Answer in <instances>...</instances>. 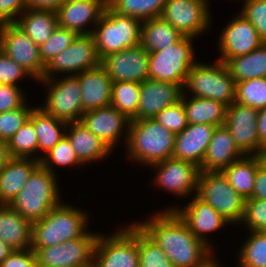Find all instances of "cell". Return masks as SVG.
Returning a JSON list of instances; mask_svg holds the SVG:
<instances>
[{"label": "cell", "instance_id": "obj_1", "mask_svg": "<svg viewBox=\"0 0 266 267\" xmlns=\"http://www.w3.org/2000/svg\"><path fill=\"white\" fill-rule=\"evenodd\" d=\"M148 213L133 222L164 251L174 267H205L218 256L189 230L175 210Z\"/></svg>", "mask_w": 266, "mask_h": 267}, {"label": "cell", "instance_id": "obj_2", "mask_svg": "<svg viewBox=\"0 0 266 267\" xmlns=\"http://www.w3.org/2000/svg\"><path fill=\"white\" fill-rule=\"evenodd\" d=\"M80 193L74 203H69L68 198L54 207L41 220L32 223L31 248L36 252L40 248H47L57 244L83 237L90 229V223L95 220L91 218L82 205L81 197H87ZM93 219V220H92Z\"/></svg>", "mask_w": 266, "mask_h": 267}, {"label": "cell", "instance_id": "obj_3", "mask_svg": "<svg viewBox=\"0 0 266 267\" xmlns=\"http://www.w3.org/2000/svg\"><path fill=\"white\" fill-rule=\"evenodd\" d=\"M174 143L175 134L154 119L130 120L124 160L132 163V167L137 165L147 169L150 165L171 158Z\"/></svg>", "mask_w": 266, "mask_h": 267}, {"label": "cell", "instance_id": "obj_4", "mask_svg": "<svg viewBox=\"0 0 266 267\" xmlns=\"http://www.w3.org/2000/svg\"><path fill=\"white\" fill-rule=\"evenodd\" d=\"M61 178L39 164L10 206L31 223L41 220L66 200L61 192ZM64 197V198H62Z\"/></svg>", "mask_w": 266, "mask_h": 267}, {"label": "cell", "instance_id": "obj_5", "mask_svg": "<svg viewBox=\"0 0 266 267\" xmlns=\"http://www.w3.org/2000/svg\"><path fill=\"white\" fill-rule=\"evenodd\" d=\"M207 63V61H209ZM199 59L190 69L183 87L186 96L219 101L227 106L235 102L236 82L222 61ZM213 62V63H212Z\"/></svg>", "mask_w": 266, "mask_h": 267}, {"label": "cell", "instance_id": "obj_6", "mask_svg": "<svg viewBox=\"0 0 266 267\" xmlns=\"http://www.w3.org/2000/svg\"><path fill=\"white\" fill-rule=\"evenodd\" d=\"M128 221L120 223L121 226L117 224L110 232L100 231L93 267H139L138 226L132 220Z\"/></svg>", "mask_w": 266, "mask_h": 267}, {"label": "cell", "instance_id": "obj_7", "mask_svg": "<svg viewBox=\"0 0 266 267\" xmlns=\"http://www.w3.org/2000/svg\"><path fill=\"white\" fill-rule=\"evenodd\" d=\"M195 38L183 36L164 49L149 52L148 79L184 87L192 66L199 60ZM197 50H196V49ZM197 57V58H196Z\"/></svg>", "mask_w": 266, "mask_h": 267}, {"label": "cell", "instance_id": "obj_8", "mask_svg": "<svg viewBox=\"0 0 266 267\" xmlns=\"http://www.w3.org/2000/svg\"><path fill=\"white\" fill-rule=\"evenodd\" d=\"M141 23L136 18L117 14L106 6L91 34L100 60L140 45Z\"/></svg>", "mask_w": 266, "mask_h": 267}, {"label": "cell", "instance_id": "obj_9", "mask_svg": "<svg viewBox=\"0 0 266 267\" xmlns=\"http://www.w3.org/2000/svg\"><path fill=\"white\" fill-rule=\"evenodd\" d=\"M45 94L36 104L45 114L65 122H79L83 113L81 87L76 76H61L36 82ZM44 87V88H43Z\"/></svg>", "mask_w": 266, "mask_h": 267}, {"label": "cell", "instance_id": "obj_10", "mask_svg": "<svg viewBox=\"0 0 266 267\" xmlns=\"http://www.w3.org/2000/svg\"><path fill=\"white\" fill-rule=\"evenodd\" d=\"M147 168L151 170L150 174L153 176H150L152 179L147 181L153 187L152 190L160 189L165 192L162 194L173 195L174 200H179L180 203H182L180 200L184 203L191 196L196 195L200 169L195 163L171 157Z\"/></svg>", "mask_w": 266, "mask_h": 267}, {"label": "cell", "instance_id": "obj_11", "mask_svg": "<svg viewBox=\"0 0 266 267\" xmlns=\"http://www.w3.org/2000/svg\"><path fill=\"white\" fill-rule=\"evenodd\" d=\"M185 202L182 204L177 202H165V205L167 206L164 208L159 207L157 208V210H175L178 215L186 222L189 230L199 240L203 241L217 255H221L217 253V251L221 253V250H218L219 248H217V246L219 244H215L216 241L214 240L217 239H214L213 237L217 234L219 235V233H223V235L225 233L227 235L225 231L226 227L231 226V228L227 230L228 232L229 230L231 231L232 228H234L232 227L233 225L223 216H221L211 205L205 203L196 195L191 196Z\"/></svg>", "mask_w": 266, "mask_h": 267}, {"label": "cell", "instance_id": "obj_12", "mask_svg": "<svg viewBox=\"0 0 266 267\" xmlns=\"http://www.w3.org/2000/svg\"><path fill=\"white\" fill-rule=\"evenodd\" d=\"M196 196L211 205L235 228L241 223L246 199L231 187L222 171H200Z\"/></svg>", "mask_w": 266, "mask_h": 267}, {"label": "cell", "instance_id": "obj_13", "mask_svg": "<svg viewBox=\"0 0 266 267\" xmlns=\"http://www.w3.org/2000/svg\"><path fill=\"white\" fill-rule=\"evenodd\" d=\"M211 0H167L161 18L183 36L200 39L212 32L214 24ZM211 28V29H210Z\"/></svg>", "mask_w": 266, "mask_h": 267}, {"label": "cell", "instance_id": "obj_14", "mask_svg": "<svg viewBox=\"0 0 266 267\" xmlns=\"http://www.w3.org/2000/svg\"><path fill=\"white\" fill-rule=\"evenodd\" d=\"M237 12L229 16L230 19L225 20L227 23L218 32L219 34L215 33L219 36L216 37L217 44L214 45L218 46L217 56L214 58L223 63L229 59L250 54L265 43L252 23L239 11Z\"/></svg>", "mask_w": 266, "mask_h": 267}, {"label": "cell", "instance_id": "obj_15", "mask_svg": "<svg viewBox=\"0 0 266 267\" xmlns=\"http://www.w3.org/2000/svg\"><path fill=\"white\" fill-rule=\"evenodd\" d=\"M97 231V232H96ZM100 230H89L83 237L40 248L36 253L40 267H91Z\"/></svg>", "mask_w": 266, "mask_h": 267}, {"label": "cell", "instance_id": "obj_16", "mask_svg": "<svg viewBox=\"0 0 266 267\" xmlns=\"http://www.w3.org/2000/svg\"><path fill=\"white\" fill-rule=\"evenodd\" d=\"M101 64L95 39L91 34H79L61 53L56 55L46 66L44 79L77 74Z\"/></svg>", "mask_w": 266, "mask_h": 267}, {"label": "cell", "instance_id": "obj_17", "mask_svg": "<svg viewBox=\"0 0 266 267\" xmlns=\"http://www.w3.org/2000/svg\"><path fill=\"white\" fill-rule=\"evenodd\" d=\"M0 49L36 82L44 79L45 65L39 56V46L15 23L0 24Z\"/></svg>", "mask_w": 266, "mask_h": 267}, {"label": "cell", "instance_id": "obj_18", "mask_svg": "<svg viewBox=\"0 0 266 267\" xmlns=\"http://www.w3.org/2000/svg\"><path fill=\"white\" fill-rule=\"evenodd\" d=\"M80 122L114 153L119 149L120 144L124 148L128 138L130 119L114 106L109 105L85 112Z\"/></svg>", "mask_w": 266, "mask_h": 267}, {"label": "cell", "instance_id": "obj_19", "mask_svg": "<svg viewBox=\"0 0 266 267\" xmlns=\"http://www.w3.org/2000/svg\"><path fill=\"white\" fill-rule=\"evenodd\" d=\"M101 65L113 82L142 83L148 79L149 52L138 45L104 57Z\"/></svg>", "mask_w": 266, "mask_h": 267}, {"label": "cell", "instance_id": "obj_20", "mask_svg": "<svg viewBox=\"0 0 266 267\" xmlns=\"http://www.w3.org/2000/svg\"><path fill=\"white\" fill-rule=\"evenodd\" d=\"M257 117L258 110L251 106L234 102L227 107L224 125L244 155H258L263 149L259 145Z\"/></svg>", "mask_w": 266, "mask_h": 267}, {"label": "cell", "instance_id": "obj_21", "mask_svg": "<svg viewBox=\"0 0 266 267\" xmlns=\"http://www.w3.org/2000/svg\"><path fill=\"white\" fill-rule=\"evenodd\" d=\"M107 0H77L63 2L56 10L58 26L79 34H92Z\"/></svg>", "mask_w": 266, "mask_h": 267}, {"label": "cell", "instance_id": "obj_22", "mask_svg": "<svg viewBox=\"0 0 266 267\" xmlns=\"http://www.w3.org/2000/svg\"><path fill=\"white\" fill-rule=\"evenodd\" d=\"M183 87L152 79L141 83L136 120L153 119L165 108L181 100Z\"/></svg>", "mask_w": 266, "mask_h": 267}, {"label": "cell", "instance_id": "obj_23", "mask_svg": "<svg viewBox=\"0 0 266 267\" xmlns=\"http://www.w3.org/2000/svg\"><path fill=\"white\" fill-rule=\"evenodd\" d=\"M65 136L68 138L77 158L85 167L103 164L102 162L107 163L104 160H110V157H113V151L80 121L68 122Z\"/></svg>", "mask_w": 266, "mask_h": 267}, {"label": "cell", "instance_id": "obj_24", "mask_svg": "<svg viewBox=\"0 0 266 267\" xmlns=\"http://www.w3.org/2000/svg\"><path fill=\"white\" fill-rule=\"evenodd\" d=\"M216 126L210 124H188L175 135L172 157L201 166Z\"/></svg>", "mask_w": 266, "mask_h": 267}, {"label": "cell", "instance_id": "obj_25", "mask_svg": "<svg viewBox=\"0 0 266 267\" xmlns=\"http://www.w3.org/2000/svg\"><path fill=\"white\" fill-rule=\"evenodd\" d=\"M76 77L81 87L83 113L111 105L113 81L101 64Z\"/></svg>", "mask_w": 266, "mask_h": 267}, {"label": "cell", "instance_id": "obj_26", "mask_svg": "<svg viewBox=\"0 0 266 267\" xmlns=\"http://www.w3.org/2000/svg\"><path fill=\"white\" fill-rule=\"evenodd\" d=\"M244 156L236 146L228 128L225 125L216 126L199 169L204 172L223 171Z\"/></svg>", "mask_w": 266, "mask_h": 267}, {"label": "cell", "instance_id": "obj_27", "mask_svg": "<svg viewBox=\"0 0 266 267\" xmlns=\"http://www.w3.org/2000/svg\"><path fill=\"white\" fill-rule=\"evenodd\" d=\"M39 164L34 158H9L0 170V205H10Z\"/></svg>", "mask_w": 266, "mask_h": 267}, {"label": "cell", "instance_id": "obj_28", "mask_svg": "<svg viewBox=\"0 0 266 267\" xmlns=\"http://www.w3.org/2000/svg\"><path fill=\"white\" fill-rule=\"evenodd\" d=\"M32 223L10 205H0V240L14 250L31 247Z\"/></svg>", "mask_w": 266, "mask_h": 267}, {"label": "cell", "instance_id": "obj_29", "mask_svg": "<svg viewBox=\"0 0 266 267\" xmlns=\"http://www.w3.org/2000/svg\"><path fill=\"white\" fill-rule=\"evenodd\" d=\"M186 112L188 124H210L220 126L225 124L227 105L211 99L186 96L181 97Z\"/></svg>", "mask_w": 266, "mask_h": 267}, {"label": "cell", "instance_id": "obj_30", "mask_svg": "<svg viewBox=\"0 0 266 267\" xmlns=\"http://www.w3.org/2000/svg\"><path fill=\"white\" fill-rule=\"evenodd\" d=\"M29 119L32 121L38 136V160L40 161L47 152L65 137L68 123L45 114L37 106L32 110Z\"/></svg>", "mask_w": 266, "mask_h": 267}, {"label": "cell", "instance_id": "obj_31", "mask_svg": "<svg viewBox=\"0 0 266 267\" xmlns=\"http://www.w3.org/2000/svg\"><path fill=\"white\" fill-rule=\"evenodd\" d=\"M38 46L46 42L58 26L56 11L27 8L15 22Z\"/></svg>", "mask_w": 266, "mask_h": 267}, {"label": "cell", "instance_id": "obj_32", "mask_svg": "<svg viewBox=\"0 0 266 267\" xmlns=\"http://www.w3.org/2000/svg\"><path fill=\"white\" fill-rule=\"evenodd\" d=\"M240 236L244 240L236 245L238 249L230 247L236 259L227 262L237 264L235 267H266V231H246Z\"/></svg>", "mask_w": 266, "mask_h": 267}, {"label": "cell", "instance_id": "obj_33", "mask_svg": "<svg viewBox=\"0 0 266 267\" xmlns=\"http://www.w3.org/2000/svg\"><path fill=\"white\" fill-rule=\"evenodd\" d=\"M261 164L258 155H245L242 159L227 166L222 172L231 187L244 199L252 196L257 168Z\"/></svg>", "mask_w": 266, "mask_h": 267}, {"label": "cell", "instance_id": "obj_34", "mask_svg": "<svg viewBox=\"0 0 266 267\" xmlns=\"http://www.w3.org/2000/svg\"><path fill=\"white\" fill-rule=\"evenodd\" d=\"M183 35L161 17L141 23L140 45L148 52L164 49L179 41Z\"/></svg>", "mask_w": 266, "mask_h": 267}, {"label": "cell", "instance_id": "obj_35", "mask_svg": "<svg viewBox=\"0 0 266 267\" xmlns=\"http://www.w3.org/2000/svg\"><path fill=\"white\" fill-rule=\"evenodd\" d=\"M225 65L235 82L266 77V43L250 54L229 59Z\"/></svg>", "mask_w": 266, "mask_h": 267}, {"label": "cell", "instance_id": "obj_36", "mask_svg": "<svg viewBox=\"0 0 266 267\" xmlns=\"http://www.w3.org/2000/svg\"><path fill=\"white\" fill-rule=\"evenodd\" d=\"M167 0H107V6L117 14L141 22L161 16Z\"/></svg>", "mask_w": 266, "mask_h": 267}, {"label": "cell", "instance_id": "obj_37", "mask_svg": "<svg viewBox=\"0 0 266 267\" xmlns=\"http://www.w3.org/2000/svg\"><path fill=\"white\" fill-rule=\"evenodd\" d=\"M40 164L56 175H60L57 174L60 173L58 171L65 172L67 168L69 170L86 168L77 158L66 136L40 159ZM61 168L66 169L61 170Z\"/></svg>", "mask_w": 266, "mask_h": 267}, {"label": "cell", "instance_id": "obj_38", "mask_svg": "<svg viewBox=\"0 0 266 267\" xmlns=\"http://www.w3.org/2000/svg\"><path fill=\"white\" fill-rule=\"evenodd\" d=\"M141 83L113 82L111 105L128 119L136 120Z\"/></svg>", "mask_w": 266, "mask_h": 267}, {"label": "cell", "instance_id": "obj_39", "mask_svg": "<svg viewBox=\"0 0 266 267\" xmlns=\"http://www.w3.org/2000/svg\"><path fill=\"white\" fill-rule=\"evenodd\" d=\"M10 157L38 160V136L30 119L7 142Z\"/></svg>", "mask_w": 266, "mask_h": 267}, {"label": "cell", "instance_id": "obj_40", "mask_svg": "<svg viewBox=\"0 0 266 267\" xmlns=\"http://www.w3.org/2000/svg\"><path fill=\"white\" fill-rule=\"evenodd\" d=\"M236 103L248 105L254 109L266 107V77L236 82Z\"/></svg>", "mask_w": 266, "mask_h": 267}, {"label": "cell", "instance_id": "obj_41", "mask_svg": "<svg viewBox=\"0 0 266 267\" xmlns=\"http://www.w3.org/2000/svg\"><path fill=\"white\" fill-rule=\"evenodd\" d=\"M139 267H174L164 251L138 227Z\"/></svg>", "mask_w": 266, "mask_h": 267}, {"label": "cell", "instance_id": "obj_42", "mask_svg": "<svg viewBox=\"0 0 266 267\" xmlns=\"http://www.w3.org/2000/svg\"><path fill=\"white\" fill-rule=\"evenodd\" d=\"M30 98L19 108L0 113V140L9 139L27 122L37 103H30ZM35 105V106H34Z\"/></svg>", "mask_w": 266, "mask_h": 267}, {"label": "cell", "instance_id": "obj_43", "mask_svg": "<svg viewBox=\"0 0 266 267\" xmlns=\"http://www.w3.org/2000/svg\"><path fill=\"white\" fill-rule=\"evenodd\" d=\"M72 30L57 26L50 38L39 46V56L46 66L56 55L63 52L77 37Z\"/></svg>", "mask_w": 266, "mask_h": 267}, {"label": "cell", "instance_id": "obj_44", "mask_svg": "<svg viewBox=\"0 0 266 267\" xmlns=\"http://www.w3.org/2000/svg\"><path fill=\"white\" fill-rule=\"evenodd\" d=\"M238 228H240V231H238ZM236 229L238 234L244 231H266V199H246L244 216L234 230Z\"/></svg>", "mask_w": 266, "mask_h": 267}, {"label": "cell", "instance_id": "obj_45", "mask_svg": "<svg viewBox=\"0 0 266 267\" xmlns=\"http://www.w3.org/2000/svg\"><path fill=\"white\" fill-rule=\"evenodd\" d=\"M26 80L36 83L28 72L0 49V84L24 87V85H29Z\"/></svg>", "mask_w": 266, "mask_h": 267}, {"label": "cell", "instance_id": "obj_46", "mask_svg": "<svg viewBox=\"0 0 266 267\" xmlns=\"http://www.w3.org/2000/svg\"><path fill=\"white\" fill-rule=\"evenodd\" d=\"M153 119L175 135L188 126L182 99L159 112Z\"/></svg>", "mask_w": 266, "mask_h": 267}, {"label": "cell", "instance_id": "obj_47", "mask_svg": "<svg viewBox=\"0 0 266 267\" xmlns=\"http://www.w3.org/2000/svg\"><path fill=\"white\" fill-rule=\"evenodd\" d=\"M240 2L242 5L238 11L252 23L259 37L266 43V0H241Z\"/></svg>", "mask_w": 266, "mask_h": 267}, {"label": "cell", "instance_id": "obj_48", "mask_svg": "<svg viewBox=\"0 0 266 267\" xmlns=\"http://www.w3.org/2000/svg\"><path fill=\"white\" fill-rule=\"evenodd\" d=\"M24 90L25 87L0 84V113L21 107L29 99L28 90Z\"/></svg>", "mask_w": 266, "mask_h": 267}, {"label": "cell", "instance_id": "obj_49", "mask_svg": "<svg viewBox=\"0 0 266 267\" xmlns=\"http://www.w3.org/2000/svg\"><path fill=\"white\" fill-rule=\"evenodd\" d=\"M36 266V253L31 247L23 250H13V252L0 263V267Z\"/></svg>", "mask_w": 266, "mask_h": 267}, {"label": "cell", "instance_id": "obj_50", "mask_svg": "<svg viewBox=\"0 0 266 267\" xmlns=\"http://www.w3.org/2000/svg\"><path fill=\"white\" fill-rule=\"evenodd\" d=\"M25 9L26 0H0V24L15 23Z\"/></svg>", "mask_w": 266, "mask_h": 267}, {"label": "cell", "instance_id": "obj_51", "mask_svg": "<svg viewBox=\"0 0 266 267\" xmlns=\"http://www.w3.org/2000/svg\"><path fill=\"white\" fill-rule=\"evenodd\" d=\"M251 198L266 199V167L262 164L257 168L254 189Z\"/></svg>", "mask_w": 266, "mask_h": 267}, {"label": "cell", "instance_id": "obj_52", "mask_svg": "<svg viewBox=\"0 0 266 267\" xmlns=\"http://www.w3.org/2000/svg\"><path fill=\"white\" fill-rule=\"evenodd\" d=\"M27 8L56 11L64 0H26Z\"/></svg>", "mask_w": 266, "mask_h": 267}, {"label": "cell", "instance_id": "obj_53", "mask_svg": "<svg viewBox=\"0 0 266 267\" xmlns=\"http://www.w3.org/2000/svg\"><path fill=\"white\" fill-rule=\"evenodd\" d=\"M257 130L259 145L264 148L266 147V107L258 110Z\"/></svg>", "mask_w": 266, "mask_h": 267}, {"label": "cell", "instance_id": "obj_54", "mask_svg": "<svg viewBox=\"0 0 266 267\" xmlns=\"http://www.w3.org/2000/svg\"><path fill=\"white\" fill-rule=\"evenodd\" d=\"M9 158L7 142L0 140V170L6 165Z\"/></svg>", "mask_w": 266, "mask_h": 267}, {"label": "cell", "instance_id": "obj_55", "mask_svg": "<svg viewBox=\"0 0 266 267\" xmlns=\"http://www.w3.org/2000/svg\"><path fill=\"white\" fill-rule=\"evenodd\" d=\"M14 249H12L9 245H7L5 242L0 240V263L8 257Z\"/></svg>", "mask_w": 266, "mask_h": 267}, {"label": "cell", "instance_id": "obj_56", "mask_svg": "<svg viewBox=\"0 0 266 267\" xmlns=\"http://www.w3.org/2000/svg\"><path fill=\"white\" fill-rule=\"evenodd\" d=\"M223 260H224L223 257L221 256V258H220V255H218L212 262H210L205 267H227V266H230L228 264L225 265V263L223 264V262H224ZM230 267H233V266H230Z\"/></svg>", "mask_w": 266, "mask_h": 267}, {"label": "cell", "instance_id": "obj_57", "mask_svg": "<svg viewBox=\"0 0 266 267\" xmlns=\"http://www.w3.org/2000/svg\"><path fill=\"white\" fill-rule=\"evenodd\" d=\"M261 160V164L266 167V147H264L258 154Z\"/></svg>", "mask_w": 266, "mask_h": 267}, {"label": "cell", "instance_id": "obj_58", "mask_svg": "<svg viewBox=\"0 0 266 267\" xmlns=\"http://www.w3.org/2000/svg\"><path fill=\"white\" fill-rule=\"evenodd\" d=\"M71 1H77V0H64V2H71Z\"/></svg>", "mask_w": 266, "mask_h": 267}]
</instances>
